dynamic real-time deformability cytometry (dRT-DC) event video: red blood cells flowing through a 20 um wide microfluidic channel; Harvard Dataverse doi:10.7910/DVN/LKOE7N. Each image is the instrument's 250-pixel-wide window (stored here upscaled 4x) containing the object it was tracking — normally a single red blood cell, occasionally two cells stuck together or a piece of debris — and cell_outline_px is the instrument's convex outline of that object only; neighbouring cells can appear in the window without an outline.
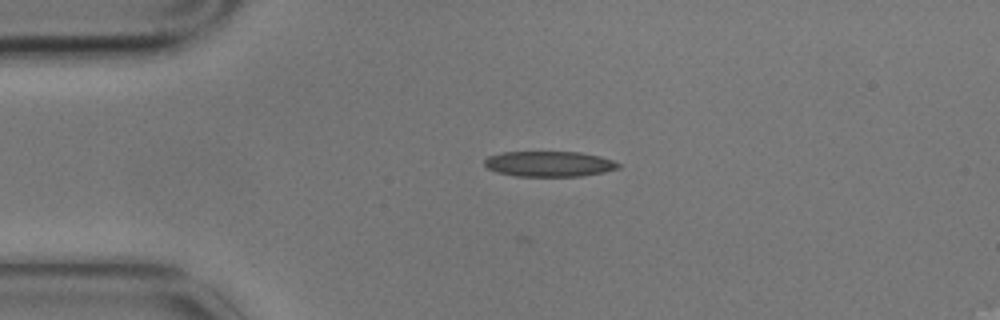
{"species": "common noctule bat (a hibernating species)", "species_latin": "Nyctalus noctula", "temperature_condition": "cold", "stored_images_in_passage": 5, "camera_frame_rate_fps": 3000, "um_per_image_px": 0.085, "animal": {"sex": "male", "body_mass_g": 17.9}, "frame": {"image": 1, "passage_image": 3, "time_ms": 0.667, "image_size_px": [1000, 320], "cell_outline_px": [[620, 168], [604, 172], [580, 176], [516, 176], [496, 172], [488, 168], [484, 164], [484, 160], [488, 156], [500, 152], [580, 152], [600, 156], [612, 160], [620, 164]], "centroid_in_image_um": [46.67, 13.93], "position_along_channel_um": 38.3, "area_um2": 19.88}}